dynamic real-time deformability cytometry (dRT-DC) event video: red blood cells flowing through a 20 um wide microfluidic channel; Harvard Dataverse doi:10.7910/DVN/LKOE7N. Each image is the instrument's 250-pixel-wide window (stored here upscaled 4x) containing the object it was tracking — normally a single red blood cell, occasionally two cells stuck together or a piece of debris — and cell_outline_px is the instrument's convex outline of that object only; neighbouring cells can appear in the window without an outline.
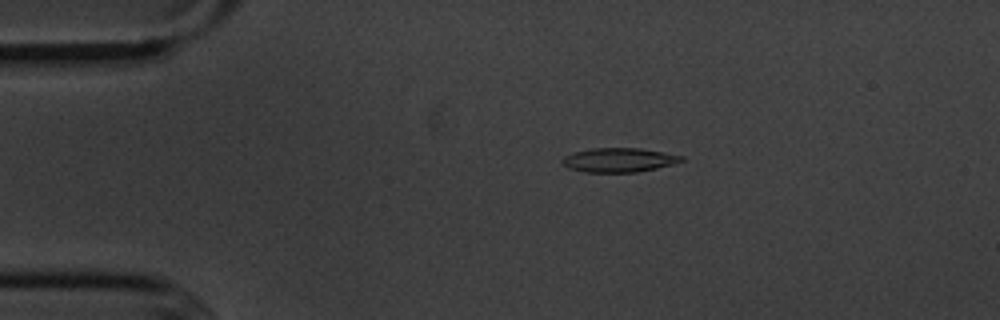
{"species": "common noctule bat (a hibernating species)", "species_latin": "Nyctalus noctula", "temperature_condition": "cold", "stored_images_in_passage": 51, "camera_frame_rate_fps": 3000, "um_per_image_px": 0.085, "animal": {"sex": "male", "body_mass_g": 20.1, "forearm_length_mm": 53.5}, "frame": {"image": 1, "passage_image": 7, "time_ms": 2.0, "image_size_px": [1000, 320], "cell_outline_px": [[684, 160], [672, 164], [656, 168], [636, 172], [584, 172], [568, 168], [560, 160], [564, 156], [576, 152], [592, 148], [640, 148], [684, 156]], "centroid_in_image_um": [52.59, 13.6], "position_along_channel_um": 32.4, "area_um2": 16.65}}
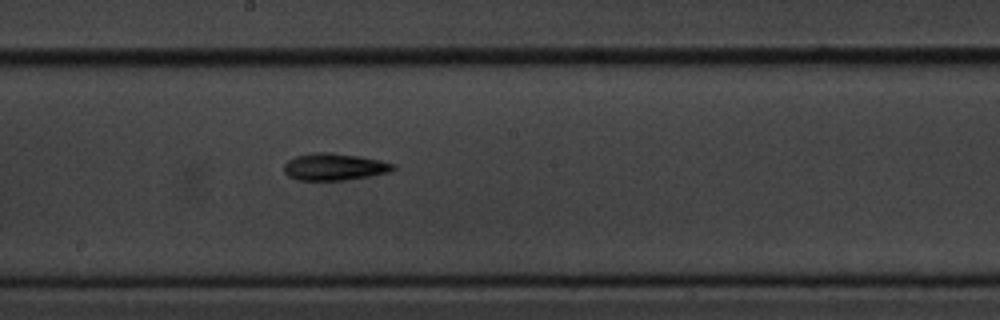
{"frame": {"image": 2, "passage_image": 26, "time_ms": 8.333, "image_size_px": [1000, 320], "cell_outline_px": [[396, 168], [388, 172], [368, 176], [344, 180], [296, 180], [288, 176], [284, 172], [284, 164], [288, 160], [296, 156], [316, 152], [332, 152], [360, 156], [380, 160], [396, 164]], "centroid_in_image_um": [28.41, 14.17], "position_along_channel_um": 219.8, "area_um2": 17.22}}
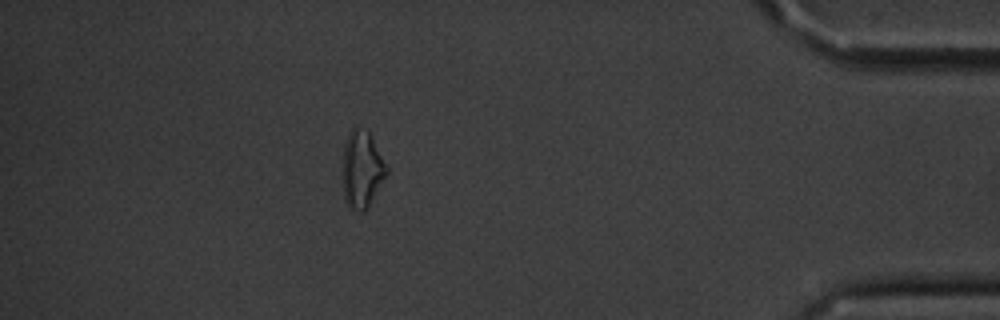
{"frame": {"image": 3, "passage_image": 45, "time_ms": 14.667, "image_size_px": [1000, 320], "cell_outline_px": [[388, 172], [368, 208], [364, 212], [360, 212], [352, 208], [344, 200], [340, 180], [340, 168], [344, 144], [348, 132], [356, 124], [368, 132], [372, 136], [388, 168]], "centroid_in_image_um": [30.7, 14.38], "position_along_channel_um": 404.5, "area_um2": 20.63}, "authors_computed_cell_mechanics": {"area_um2": 16.8198, "velocity_mm_per_s": 3.6262, "shape_relaxation_time_tau1_ms": 3.8119, "shape_relaxation_time_tau2_ms": null, "deformation_change_tau1": 0.1148, "deformation_change_tau2": null}}